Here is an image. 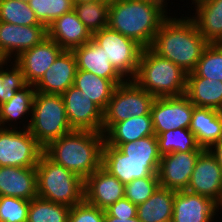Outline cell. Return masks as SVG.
<instances>
[{
	"label": "cell",
	"instance_id": "obj_1",
	"mask_svg": "<svg viewBox=\"0 0 222 222\" xmlns=\"http://www.w3.org/2000/svg\"><path fill=\"white\" fill-rule=\"evenodd\" d=\"M183 15L180 18L170 15L161 24L150 48L190 73L209 42L198 31L195 22Z\"/></svg>",
	"mask_w": 222,
	"mask_h": 222
},
{
	"label": "cell",
	"instance_id": "obj_2",
	"mask_svg": "<svg viewBox=\"0 0 222 222\" xmlns=\"http://www.w3.org/2000/svg\"><path fill=\"white\" fill-rule=\"evenodd\" d=\"M167 9L164 3L121 0L109 5L108 27L148 48L170 15Z\"/></svg>",
	"mask_w": 222,
	"mask_h": 222
},
{
	"label": "cell",
	"instance_id": "obj_3",
	"mask_svg": "<svg viewBox=\"0 0 222 222\" xmlns=\"http://www.w3.org/2000/svg\"><path fill=\"white\" fill-rule=\"evenodd\" d=\"M104 134L90 130H73L52 141L43 152L55 163L84 181L102 166Z\"/></svg>",
	"mask_w": 222,
	"mask_h": 222
},
{
	"label": "cell",
	"instance_id": "obj_4",
	"mask_svg": "<svg viewBox=\"0 0 222 222\" xmlns=\"http://www.w3.org/2000/svg\"><path fill=\"white\" fill-rule=\"evenodd\" d=\"M132 80L155 98L177 97L185 95L187 73L148 47L141 52Z\"/></svg>",
	"mask_w": 222,
	"mask_h": 222
},
{
	"label": "cell",
	"instance_id": "obj_5",
	"mask_svg": "<svg viewBox=\"0 0 222 222\" xmlns=\"http://www.w3.org/2000/svg\"><path fill=\"white\" fill-rule=\"evenodd\" d=\"M38 197L72 207L84 200V180L44 152L36 166Z\"/></svg>",
	"mask_w": 222,
	"mask_h": 222
},
{
	"label": "cell",
	"instance_id": "obj_6",
	"mask_svg": "<svg viewBox=\"0 0 222 222\" xmlns=\"http://www.w3.org/2000/svg\"><path fill=\"white\" fill-rule=\"evenodd\" d=\"M28 130L43 149L73 131L61 95L35 92Z\"/></svg>",
	"mask_w": 222,
	"mask_h": 222
},
{
	"label": "cell",
	"instance_id": "obj_7",
	"mask_svg": "<svg viewBox=\"0 0 222 222\" xmlns=\"http://www.w3.org/2000/svg\"><path fill=\"white\" fill-rule=\"evenodd\" d=\"M155 100L151 94L140 88L133 80L117 85L107 108L103 112L102 133L114 123L127 120L132 116L151 115Z\"/></svg>",
	"mask_w": 222,
	"mask_h": 222
},
{
	"label": "cell",
	"instance_id": "obj_8",
	"mask_svg": "<svg viewBox=\"0 0 222 222\" xmlns=\"http://www.w3.org/2000/svg\"><path fill=\"white\" fill-rule=\"evenodd\" d=\"M92 39L104 49L110 63L126 80L135 77L143 50L141 45L109 27L94 32Z\"/></svg>",
	"mask_w": 222,
	"mask_h": 222
},
{
	"label": "cell",
	"instance_id": "obj_9",
	"mask_svg": "<svg viewBox=\"0 0 222 222\" xmlns=\"http://www.w3.org/2000/svg\"><path fill=\"white\" fill-rule=\"evenodd\" d=\"M43 150L28 129L0 128V167H36Z\"/></svg>",
	"mask_w": 222,
	"mask_h": 222
},
{
	"label": "cell",
	"instance_id": "obj_10",
	"mask_svg": "<svg viewBox=\"0 0 222 222\" xmlns=\"http://www.w3.org/2000/svg\"><path fill=\"white\" fill-rule=\"evenodd\" d=\"M194 107L185 95L155 98L150 112L155 135L177 128L189 129Z\"/></svg>",
	"mask_w": 222,
	"mask_h": 222
},
{
	"label": "cell",
	"instance_id": "obj_11",
	"mask_svg": "<svg viewBox=\"0 0 222 222\" xmlns=\"http://www.w3.org/2000/svg\"><path fill=\"white\" fill-rule=\"evenodd\" d=\"M159 164L160 160L129 159L117 147L103 144L102 167L124 185L157 174Z\"/></svg>",
	"mask_w": 222,
	"mask_h": 222
},
{
	"label": "cell",
	"instance_id": "obj_12",
	"mask_svg": "<svg viewBox=\"0 0 222 222\" xmlns=\"http://www.w3.org/2000/svg\"><path fill=\"white\" fill-rule=\"evenodd\" d=\"M47 37L45 25L21 26L0 22V58L14 60L22 52L40 44Z\"/></svg>",
	"mask_w": 222,
	"mask_h": 222
},
{
	"label": "cell",
	"instance_id": "obj_13",
	"mask_svg": "<svg viewBox=\"0 0 222 222\" xmlns=\"http://www.w3.org/2000/svg\"><path fill=\"white\" fill-rule=\"evenodd\" d=\"M66 117L73 130H90L102 133L103 111L80 89L72 85L62 95Z\"/></svg>",
	"mask_w": 222,
	"mask_h": 222
},
{
	"label": "cell",
	"instance_id": "obj_14",
	"mask_svg": "<svg viewBox=\"0 0 222 222\" xmlns=\"http://www.w3.org/2000/svg\"><path fill=\"white\" fill-rule=\"evenodd\" d=\"M201 152H173L161 156L157 171L159 186L173 191L186 190Z\"/></svg>",
	"mask_w": 222,
	"mask_h": 222
},
{
	"label": "cell",
	"instance_id": "obj_15",
	"mask_svg": "<svg viewBox=\"0 0 222 222\" xmlns=\"http://www.w3.org/2000/svg\"><path fill=\"white\" fill-rule=\"evenodd\" d=\"M186 190L208 197L217 204L220 203L222 199V169L210 149H204L197 158Z\"/></svg>",
	"mask_w": 222,
	"mask_h": 222
},
{
	"label": "cell",
	"instance_id": "obj_16",
	"mask_svg": "<svg viewBox=\"0 0 222 222\" xmlns=\"http://www.w3.org/2000/svg\"><path fill=\"white\" fill-rule=\"evenodd\" d=\"M62 51L57 42L46 37L40 44L22 52L13 61L21 68L27 84L35 85Z\"/></svg>",
	"mask_w": 222,
	"mask_h": 222
},
{
	"label": "cell",
	"instance_id": "obj_17",
	"mask_svg": "<svg viewBox=\"0 0 222 222\" xmlns=\"http://www.w3.org/2000/svg\"><path fill=\"white\" fill-rule=\"evenodd\" d=\"M218 212V204L208 197L175 191L171 222H214Z\"/></svg>",
	"mask_w": 222,
	"mask_h": 222
},
{
	"label": "cell",
	"instance_id": "obj_18",
	"mask_svg": "<svg viewBox=\"0 0 222 222\" xmlns=\"http://www.w3.org/2000/svg\"><path fill=\"white\" fill-rule=\"evenodd\" d=\"M84 199L105 210L125 196V185L102 166L84 181Z\"/></svg>",
	"mask_w": 222,
	"mask_h": 222
},
{
	"label": "cell",
	"instance_id": "obj_19",
	"mask_svg": "<svg viewBox=\"0 0 222 222\" xmlns=\"http://www.w3.org/2000/svg\"><path fill=\"white\" fill-rule=\"evenodd\" d=\"M77 61L73 51L63 50L41 79L34 85L41 93L62 95L74 85Z\"/></svg>",
	"mask_w": 222,
	"mask_h": 222
},
{
	"label": "cell",
	"instance_id": "obj_20",
	"mask_svg": "<svg viewBox=\"0 0 222 222\" xmlns=\"http://www.w3.org/2000/svg\"><path fill=\"white\" fill-rule=\"evenodd\" d=\"M93 34L78 18L74 10L63 14L47 26V37L63 50L73 51L92 40Z\"/></svg>",
	"mask_w": 222,
	"mask_h": 222
},
{
	"label": "cell",
	"instance_id": "obj_21",
	"mask_svg": "<svg viewBox=\"0 0 222 222\" xmlns=\"http://www.w3.org/2000/svg\"><path fill=\"white\" fill-rule=\"evenodd\" d=\"M0 196L28 201L38 197L36 167H0Z\"/></svg>",
	"mask_w": 222,
	"mask_h": 222
},
{
	"label": "cell",
	"instance_id": "obj_22",
	"mask_svg": "<svg viewBox=\"0 0 222 222\" xmlns=\"http://www.w3.org/2000/svg\"><path fill=\"white\" fill-rule=\"evenodd\" d=\"M77 61V69L92 72L96 76L113 80L117 85L126 79L110 63L108 57L93 39L73 50Z\"/></svg>",
	"mask_w": 222,
	"mask_h": 222
},
{
	"label": "cell",
	"instance_id": "obj_23",
	"mask_svg": "<svg viewBox=\"0 0 222 222\" xmlns=\"http://www.w3.org/2000/svg\"><path fill=\"white\" fill-rule=\"evenodd\" d=\"M190 18L209 43L222 42V0H192Z\"/></svg>",
	"mask_w": 222,
	"mask_h": 222
},
{
	"label": "cell",
	"instance_id": "obj_24",
	"mask_svg": "<svg viewBox=\"0 0 222 222\" xmlns=\"http://www.w3.org/2000/svg\"><path fill=\"white\" fill-rule=\"evenodd\" d=\"M189 130L202 148L210 149L222 139V111L194 107Z\"/></svg>",
	"mask_w": 222,
	"mask_h": 222
},
{
	"label": "cell",
	"instance_id": "obj_25",
	"mask_svg": "<svg viewBox=\"0 0 222 222\" xmlns=\"http://www.w3.org/2000/svg\"><path fill=\"white\" fill-rule=\"evenodd\" d=\"M35 92L34 85L27 84L24 88L16 91L9 101L0 105V128L18 129L17 121L20 119L24 122L29 117L30 119L27 118L25 124H22L23 129H29Z\"/></svg>",
	"mask_w": 222,
	"mask_h": 222
},
{
	"label": "cell",
	"instance_id": "obj_26",
	"mask_svg": "<svg viewBox=\"0 0 222 222\" xmlns=\"http://www.w3.org/2000/svg\"><path fill=\"white\" fill-rule=\"evenodd\" d=\"M155 135L151 115L132 116L114 123L105 133L104 142L112 147Z\"/></svg>",
	"mask_w": 222,
	"mask_h": 222
},
{
	"label": "cell",
	"instance_id": "obj_27",
	"mask_svg": "<svg viewBox=\"0 0 222 222\" xmlns=\"http://www.w3.org/2000/svg\"><path fill=\"white\" fill-rule=\"evenodd\" d=\"M185 96L195 107L222 111V81L187 76Z\"/></svg>",
	"mask_w": 222,
	"mask_h": 222
},
{
	"label": "cell",
	"instance_id": "obj_28",
	"mask_svg": "<svg viewBox=\"0 0 222 222\" xmlns=\"http://www.w3.org/2000/svg\"><path fill=\"white\" fill-rule=\"evenodd\" d=\"M74 86L80 89L83 97L91 99L104 112L117 84L92 72L77 69Z\"/></svg>",
	"mask_w": 222,
	"mask_h": 222
},
{
	"label": "cell",
	"instance_id": "obj_29",
	"mask_svg": "<svg viewBox=\"0 0 222 222\" xmlns=\"http://www.w3.org/2000/svg\"><path fill=\"white\" fill-rule=\"evenodd\" d=\"M175 191L160 187L144 203L137 205L141 222H171Z\"/></svg>",
	"mask_w": 222,
	"mask_h": 222
},
{
	"label": "cell",
	"instance_id": "obj_30",
	"mask_svg": "<svg viewBox=\"0 0 222 222\" xmlns=\"http://www.w3.org/2000/svg\"><path fill=\"white\" fill-rule=\"evenodd\" d=\"M161 156L173 152L203 151L189 129L177 128L156 136Z\"/></svg>",
	"mask_w": 222,
	"mask_h": 222
},
{
	"label": "cell",
	"instance_id": "obj_31",
	"mask_svg": "<svg viewBox=\"0 0 222 222\" xmlns=\"http://www.w3.org/2000/svg\"><path fill=\"white\" fill-rule=\"evenodd\" d=\"M71 207L40 197L30 200L27 222H68Z\"/></svg>",
	"mask_w": 222,
	"mask_h": 222
},
{
	"label": "cell",
	"instance_id": "obj_32",
	"mask_svg": "<svg viewBox=\"0 0 222 222\" xmlns=\"http://www.w3.org/2000/svg\"><path fill=\"white\" fill-rule=\"evenodd\" d=\"M187 76H199L222 81V44L209 43L204 49L196 68Z\"/></svg>",
	"mask_w": 222,
	"mask_h": 222
},
{
	"label": "cell",
	"instance_id": "obj_33",
	"mask_svg": "<svg viewBox=\"0 0 222 222\" xmlns=\"http://www.w3.org/2000/svg\"><path fill=\"white\" fill-rule=\"evenodd\" d=\"M73 10L92 34L108 27L109 4L104 1L76 3Z\"/></svg>",
	"mask_w": 222,
	"mask_h": 222
},
{
	"label": "cell",
	"instance_id": "obj_34",
	"mask_svg": "<svg viewBox=\"0 0 222 222\" xmlns=\"http://www.w3.org/2000/svg\"><path fill=\"white\" fill-rule=\"evenodd\" d=\"M0 22L21 26L43 25L27 2L0 0Z\"/></svg>",
	"mask_w": 222,
	"mask_h": 222
},
{
	"label": "cell",
	"instance_id": "obj_35",
	"mask_svg": "<svg viewBox=\"0 0 222 222\" xmlns=\"http://www.w3.org/2000/svg\"><path fill=\"white\" fill-rule=\"evenodd\" d=\"M26 85L24 74L14 61L2 60L0 62V105L9 101L16 91Z\"/></svg>",
	"mask_w": 222,
	"mask_h": 222
},
{
	"label": "cell",
	"instance_id": "obj_36",
	"mask_svg": "<svg viewBox=\"0 0 222 222\" xmlns=\"http://www.w3.org/2000/svg\"><path fill=\"white\" fill-rule=\"evenodd\" d=\"M28 5L35 12L39 22L46 27L74 8L72 0H30Z\"/></svg>",
	"mask_w": 222,
	"mask_h": 222
},
{
	"label": "cell",
	"instance_id": "obj_37",
	"mask_svg": "<svg viewBox=\"0 0 222 222\" xmlns=\"http://www.w3.org/2000/svg\"><path fill=\"white\" fill-rule=\"evenodd\" d=\"M129 159L161 160L156 135L147 136L137 141L122 143L117 147Z\"/></svg>",
	"mask_w": 222,
	"mask_h": 222
},
{
	"label": "cell",
	"instance_id": "obj_38",
	"mask_svg": "<svg viewBox=\"0 0 222 222\" xmlns=\"http://www.w3.org/2000/svg\"><path fill=\"white\" fill-rule=\"evenodd\" d=\"M158 188V176L152 174L149 177L134 179L125 184V197L133 204L139 205L147 201Z\"/></svg>",
	"mask_w": 222,
	"mask_h": 222
},
{
	"label": "cell",
	"instance_id": "obj_39",
	"mask_svg": "<svg viewBox=\"0 0 222 222\" xmlns=\"http://www.w3.org/2000/svg\"><path fill=\"white\" fill-rule=\"evenodd\" d=\"M30 201L0 196V222H27Z\"/></svg>",
	"mask_w": 222,
	"mask_h": 222
},
{
	"label": "cell",
	"instance_id": "obj_40",
	"mask_svg": "<svg viewBox=\"0 0 222 222\" xmlns=\"http://www.w3.org/2000/svg\"><path fill=\"white\" fill-rule=\"evenodd\" d=\"M105 210L88 203L85 199L71 207L68 222H104Z\"/></svg>",
	"mask_w": 222,
	"mask_h": 222
},
{
	"label": "cell",
	"instance_id": "obj_41",
	"mask_svg": "<svg viewBox=\"0 0 222 222\" xmlns=\"http://www.w3.org/2000/svg\"><path fill=\"white\" fill-rule=\"evenodd\" d=\"M105 212L112 217L133 218L137 216V205L133 204L125 196L119 199L116 203L110 205Z\"/></svg>",
	"mask_w": 222,
	"mask_h": 222
},
{
	"label": "cell",
	"instance_id": "obj_42",
	"mask_svg": "<svg viewBox=\"0 0 222 222\" xmlns=\"http://www.w3.org/2000/svg\"><path fill=\"white\" fill-rule=\"evenodd\" d=\"M210 151L215 155L217 161L222 169V139L215 143L211 148Z\"/></svg>",
	"mask_w": 222,
	"mask_h": 222
},
{
	"label": "cell",
	"instance_id": "obj_43",
	"mask_svg": "<svg viewBox=\"0 0 222 222\" xmlns=\"http://www.w3.org/2000/svg\"><path fill=\"white\" fill-rule=\"evenodd\" d=\"M104 222H141L138 217H133V218H130V219H127V218H116V217H112V216H109L106 212H105V217H104Z\"/></svg>",
	"mask_w": 222,
	"mask_h": 222
},
{
	"label": "cell",
	"instance_id": "obj_44",
	"mask_svg": "<svg viewBox=\"0 0 222 222\" xmlns=\"http://www.w3.org/2000/svg\"><path fill=\"white\" fill-rule=\"evenodd\" d=\"M138 1H144L149 3H164L167 7H169L167 0H138Z\"/></svg>",
	"mask_w": 222,
	"mask_h": 222
},
{
	"label": "cell",
	"instance_id": "obj_45",
	"mask_svg": "<svg viewBox=\"0 0 222 222\" xmlns=\"http://www.w3.org/2000/svg\"><path fill=\"white\" fill-rule=\"evenodd\" d=\"M74 4L76 3H90V2H96V1H102V0H72Z\"/></svg>",
	"mask_w": 222,
	"mask_h": 222
},
{
	"label": "cell",
	"instance_id": "obj_46",
	"mask_svg": "<svg viewBox=\"0 0 222 222\" xmlns=\"http://www.w3.org/2000/svg\"><path fill=\"white\" fill-rule=\"evenodd\" d=\"M102 1H104L105 3H107V4H113V3H116V2H119V1H121V0H102Z\"/></svg>",
	"mask_w": 222,
	"mask_h": 222
},
{
	"label": "cell",
	"instance_id": "obj_47",
	"mask_svg": "<svg viewBox=\"0 0 222 222\" xmlns=\"http://www.w3.org/2000/svg\"><path fill=\"white\" fill-rule=\"evenodd\" d=\"M222 199L220 201V203L218 204V210H220V215H221V212H222Z\"/></svg>",
	"mask_w": 222,
	"mask_h": 222
},
{
	"label": "cell",
	"instance_id": "obj_48",
	"mask_svg": "<svg viewBox=\"0 0 222 222\" xmlns=\"http://www.w3.org/2000/svg\"><path fill=\"white\" fill-rule=\"evenodd\" d=\"M19 1H22V2H27V3H28L30 0H19Z\"/></svg>",
	"mask_w": 222,
	"mask_h": 222
}]
</instances>
